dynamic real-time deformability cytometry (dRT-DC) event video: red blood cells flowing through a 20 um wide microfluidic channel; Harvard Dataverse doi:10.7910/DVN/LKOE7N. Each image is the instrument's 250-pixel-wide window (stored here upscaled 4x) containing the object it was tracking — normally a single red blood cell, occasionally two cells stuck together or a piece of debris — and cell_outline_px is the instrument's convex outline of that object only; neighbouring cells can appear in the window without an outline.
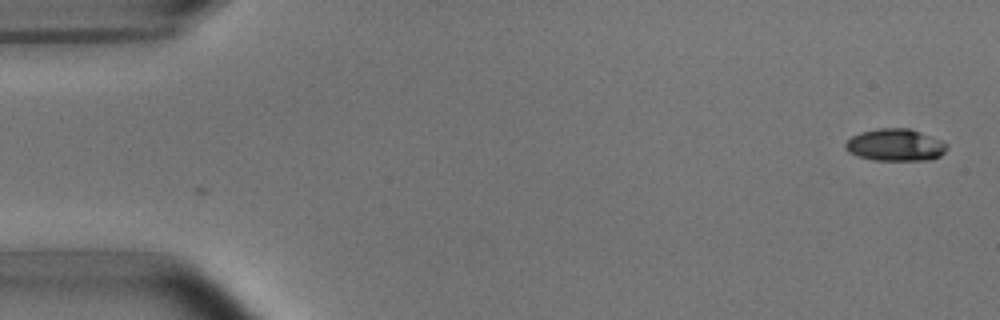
{"species": "common noctule bat (a hibernating species)", "species_latin": "Nyctalus noctula", "temperature_condition": "room temperature", "stored_images_in_passage": 4, "camera_frame_rate_fps": 3000, "um_per_image_px": 0.085, "animal": {"sex": "male", "body_mass_g": 15.6}, "frame": {"image": 1, "passage_image": 4, "time_ms": 1.0, "image_size_px": [1000, 320], "cell_outline_px": [[948, 148], [940, 156], [932, 160], [876, 160], [856, 156], [848, 152], [844, 148], [844, 144], [852, 136], [860, 132], [876, 128], [908, 128], [920, 132], [940, 140], [948, 144]], "centroid_in_image_um": [76.09, 12.32], "position_along_channel_um": 8.9, "area_um2": 19.13}}